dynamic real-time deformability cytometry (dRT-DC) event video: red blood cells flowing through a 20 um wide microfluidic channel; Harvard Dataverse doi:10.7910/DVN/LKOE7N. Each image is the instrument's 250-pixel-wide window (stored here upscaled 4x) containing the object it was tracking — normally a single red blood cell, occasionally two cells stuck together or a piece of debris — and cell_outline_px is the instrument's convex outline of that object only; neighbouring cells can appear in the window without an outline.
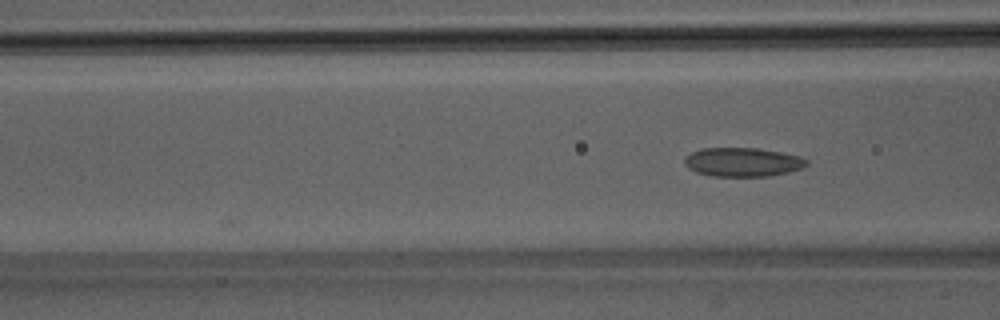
{"species": "Egyptian fruit bat (a non-hibernating species)", "species_latin": "Rousettus aegyptiacus", "temperature_condition": "room temperature", "stored_images_in_passage": 5, "camera_frame_rate_fps": 3000, "um_per_image_px": 0.085, "animal": {"sex": "male"}, "frame": {"image": 1, "passage_image": 5, "time_ms": 1.333, "image_size_px": [1000, 320], "cell_outline_px": [[808, 164], [804, 168], [788, 172], [768, 176], [712, 176], [696, 172], [688, 168], [684, 164], [684, 156], [700, 148], [760, 148], [800, 156], [808, 160]], "centroid_in_image_um": [63.12, 13.77], "position_along_channel_um": 103.5, "area_um2": 20.75}}